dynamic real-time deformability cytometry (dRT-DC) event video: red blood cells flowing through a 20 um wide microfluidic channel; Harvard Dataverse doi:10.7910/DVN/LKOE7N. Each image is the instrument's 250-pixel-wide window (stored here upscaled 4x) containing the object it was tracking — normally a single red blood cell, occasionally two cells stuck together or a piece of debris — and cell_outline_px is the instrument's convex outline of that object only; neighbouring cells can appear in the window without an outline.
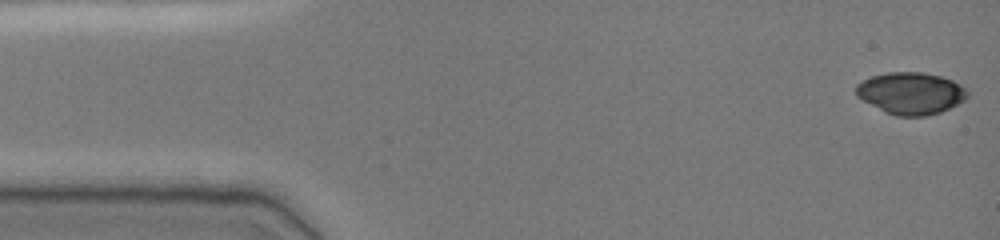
{"species": "common noctule bat (a hibernating species)", "species_latin": "Nyctalus noctula", "temperature_condition": "cold", "stored_images_in_passage": 49, "camera_frame_rate_fps": 3000, "um_per_image_px": 0.085, "animal": {"sex": "female", "body_mass_g": 19.0, "forearm_length_mm": 51.5}, "frame": {"image": 1, "passage_image": 1, "time_ms": 0.0, "image_size_px": [1000, 240], "cell_outline_px": [[968, 96], [964, 100], [940, 112], [924, 116], [896, 116], [884, 112], [856, 96], [856, 84], [872, 76], [888, 72], [924, 72], [940, 76], [952, 80], [960, 84], [968, 92]], "centroid_in_image_um": [77.4, 7.92], "position_along_channel_um": 7.6, "area_um2": 27.11}}
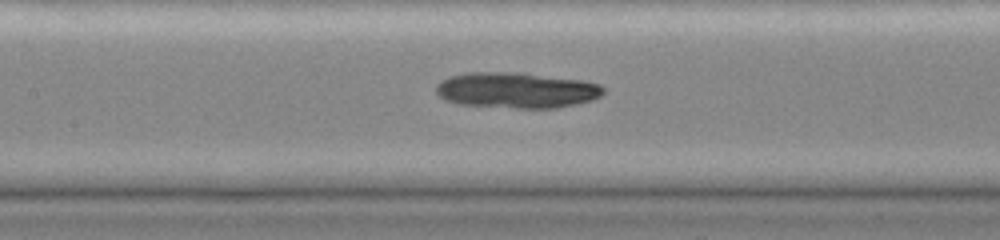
{"frame": {"image": 2, "passage_image": 22, "time_ms": 7.0, "image_size_px": [1000, 240], "cell_outline_px": [[604, 92], [600, 96], [592, 100], [576, 104], [556, 108], [516, 108], [460, 104], [444, 100], [436, 92], [436, 84], [440, 80], [448, 76], [468, 72], [520, 72], [580, 80], [600, 84], [604, 88]], "centroid_in_image_um": [43.87, 7.66], "position_along_channel_um": 163.5, "area_um2": 35.03}}
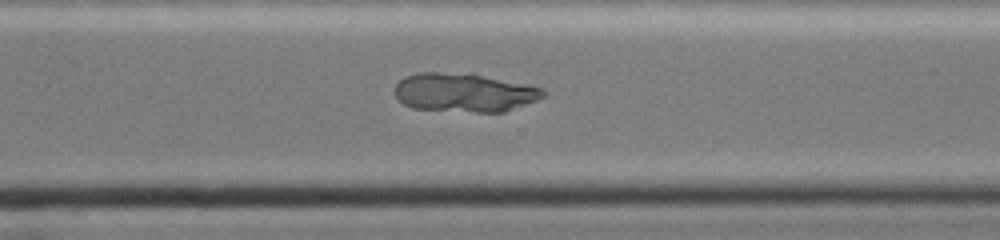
{"frame": {"image": 3, "passage_image": 35, "time_ms": 11.333, "image_size_px": [1000, 240], "cell_outline_px": [[544, 96], [536, 100], [504, 112], [476, 112], [412, 108], [404, 104], [396, 96], [396, 84], [404, 76], [420, 72], [472, 72], [528, 84], [544, 88]], "centroid_in_image_um": [39.48, 7.84], "position_along_channel_um": 331.1, "area_um2": 33.87}}